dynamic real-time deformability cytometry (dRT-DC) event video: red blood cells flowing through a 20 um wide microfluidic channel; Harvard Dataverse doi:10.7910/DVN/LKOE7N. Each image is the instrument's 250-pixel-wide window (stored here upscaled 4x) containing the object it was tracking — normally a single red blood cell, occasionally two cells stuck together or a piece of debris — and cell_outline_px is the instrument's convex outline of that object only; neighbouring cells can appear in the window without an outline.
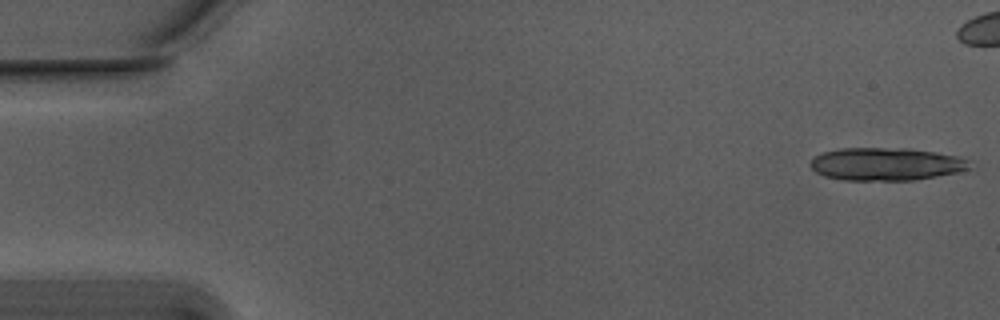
{"species": "Egyptian fruit bat (a non-hibernating species)", "species_latin": "Rousettus aegyptiacus", "temperature_condition": "warm", "stored_images_in_passage": 15, "camera_frame_rate_fps": 3000, "um_per_image_px": 0.085, "animal": {"sex": "male"}, "frame": {"image": 1, "passage_image": 1, "time_ms": 0.0, "image_size_px": [1000, 320], "cell_outline_px": [[968, 168], [956, 172], [936, 176], [912, 180], [844, 180], [824, 176], [816, 172], [808, 164], [816, 156], [824, 152], [840, 148], [908, 148], [936, 152], [960, 156], [968, 160]], "centroid_in_image_um": [75.28, 13.94], "position_along_channel_um": 9.7, "area_um2": 30.29}}